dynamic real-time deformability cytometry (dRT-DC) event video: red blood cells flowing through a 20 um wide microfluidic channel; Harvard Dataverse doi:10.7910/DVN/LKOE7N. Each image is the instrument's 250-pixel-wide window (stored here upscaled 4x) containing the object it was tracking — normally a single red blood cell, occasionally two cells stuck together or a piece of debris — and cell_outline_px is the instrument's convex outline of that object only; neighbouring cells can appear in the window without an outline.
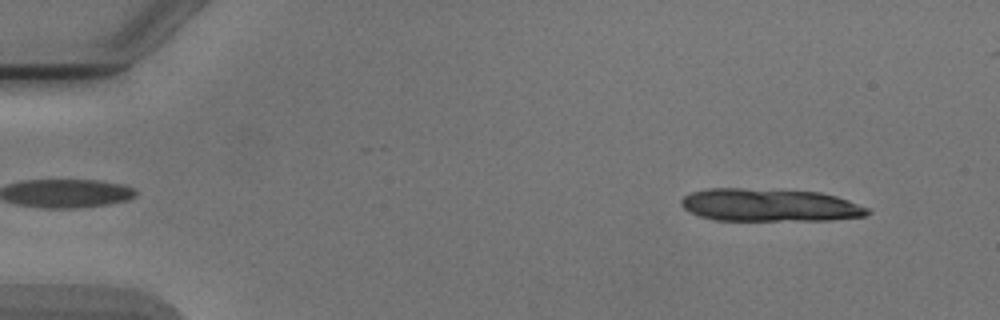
{"species": "Egyptian fruit bat (a non-hibernating species)", "species_latin": "Rousettus aegyptiacus", "temperature_condition": "cold", "stored_images_in_passage": 14, "camera_frame_rate_fps": 3000, "um_per_image_px": 0.085, "animal": {"sex": "male"}, "frame": {"image": 1, "passage_image": 4, "time_ms": 1.0, "image_size_px": [1000, 320], "cell_outline_px": [[872, 212], [864, 216], [832, 220], [716, 220], [700, 216], [684, 208], [680, 204], [680, 200], [684, 196], [692, 192], [708, 188], [740, 188], [820, 192], [836, 196], [848, 200], [868, 208]], "centroid_in_image_um": [65.42, 17.43], "position_along_channel_um": 19.6, "area_um2": 35.49}}